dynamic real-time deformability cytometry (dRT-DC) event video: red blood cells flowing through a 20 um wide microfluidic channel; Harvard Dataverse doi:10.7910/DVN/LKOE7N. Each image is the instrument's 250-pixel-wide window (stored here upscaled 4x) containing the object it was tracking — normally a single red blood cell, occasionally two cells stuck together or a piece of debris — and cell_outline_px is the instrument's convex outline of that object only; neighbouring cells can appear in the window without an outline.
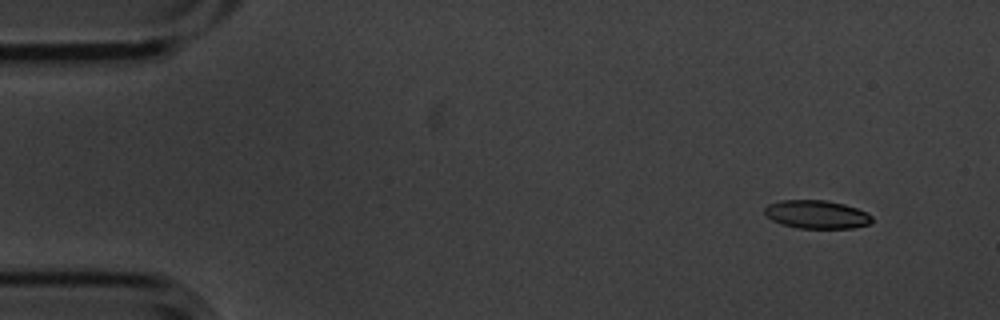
{"species": "common noctule bat (a hibernating species)", "species_latin": "Nyctalus noctula", "temperature_condition": "cold", "stored_images_in_passage": 5, "camera_frame_rate_fps": 3000, "um_per_image_px": 0.085, "animal": {"sex": "male", "body_mass_g": 20.1, "forearm_length_mm": 53.5}, "frame": {"image": 1, "passage_image": 1, "time_ms": 0.0, "image_size_px": [1000, 320], "cell_outline_px": [[872, 220], [868, 224], [852, 228], [800, 228], [784, 224], [772, 220], [764, 212], [764, 208], [768, 204], [780, 200], [828, 200], [844, 204], [856, 208], [872, 216]], "centroid_in_image_um": [69.4, 18.21], "position_along_channel_um": 15.6, "area_um2": 17.51}}